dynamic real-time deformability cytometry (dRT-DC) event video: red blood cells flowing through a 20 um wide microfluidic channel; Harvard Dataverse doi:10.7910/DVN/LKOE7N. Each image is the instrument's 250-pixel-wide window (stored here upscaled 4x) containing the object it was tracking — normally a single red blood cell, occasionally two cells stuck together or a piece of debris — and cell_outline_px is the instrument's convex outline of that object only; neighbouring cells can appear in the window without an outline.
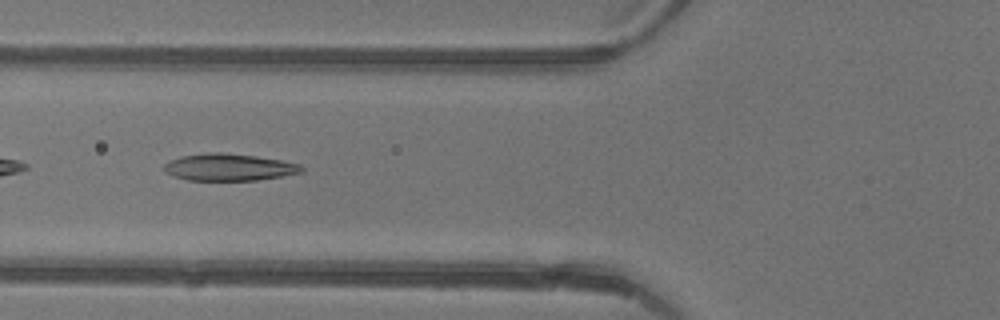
{"species": "common noctule bat (a hibernating species)", "species_latin": "Nyctalus noctula", "temperature_condition": "warm", "stored_images_in_passage": 24, "camera_frame_rate_fps": 3000, "um_per_image_px": 0.085, "animal": {"sex": "female"}, "frame": {"image": 1, "passage_image": 8, "time_ms": 2.333, "image_size_px": [1000, 320], "cell_outline_px": [[304, 172], [256, 180], [188, 180], [172, 176], [164, 172], [164, 164], [180, 156], [208, 152], [220, 152], [256, 156], [280, 160], [300, 164], [304, 168]], "centroid_in_image_um": [19.44, 14.21], "position_along_channel_um": 106.4, "area_um2": 21.62}}
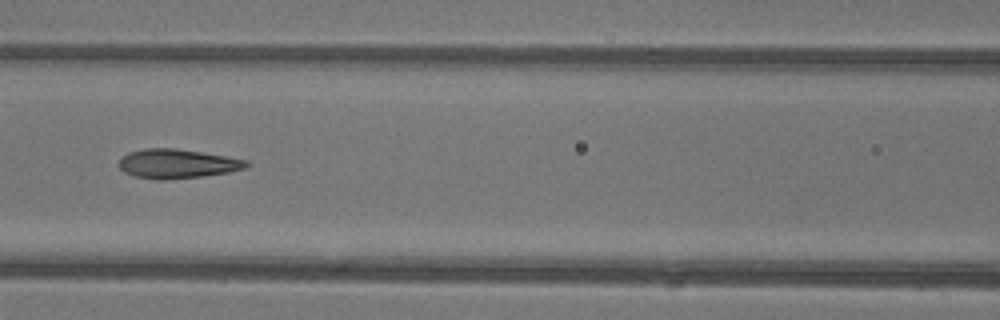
{"frame": {"image": 2, "passage_image": 11, "time_ms": 3.333, "image_size_px": [1000, 320], "cell_outline_px": [[252, 164], [248, 168], [228, 172], [204, 176], [164, 180], [156, 180], [136, 176], [124, 172], [120, 168], [120, 160], [128, 152], [144, 148], [176, 148], [248, 160]], "centroid_in_image_um": [15.11, 13.92], "position_along_channel_um": 151.5, "area_um2": 21.73}}
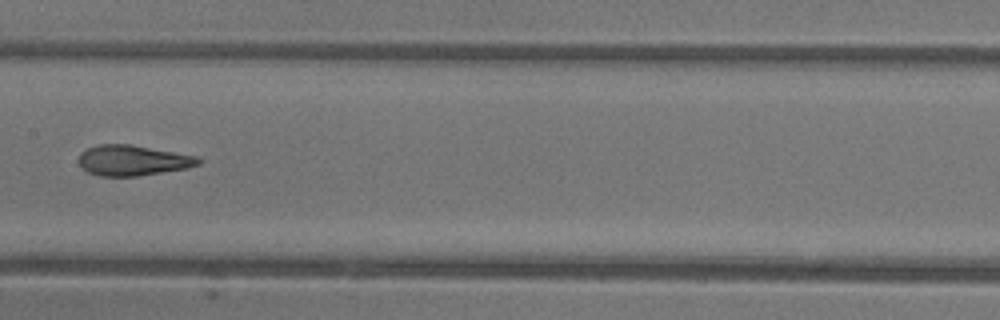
{"frame": {"image": 3, "passage_image": 14, "time_ms": 4.333, "image_size_px": [1000, 320], "cell_outline_px": [[204, 160], [200, 164], [188, 168], [136, 176], [100, 176], [88, 172], [80, 164], [80, 152], [88, 148], [100, 144], [128, 144], [200, 156]], "centroid_in_image_um": [11.35, 13.63], "position_along_channel_um": 196.0, "area_um2": 21.21}}